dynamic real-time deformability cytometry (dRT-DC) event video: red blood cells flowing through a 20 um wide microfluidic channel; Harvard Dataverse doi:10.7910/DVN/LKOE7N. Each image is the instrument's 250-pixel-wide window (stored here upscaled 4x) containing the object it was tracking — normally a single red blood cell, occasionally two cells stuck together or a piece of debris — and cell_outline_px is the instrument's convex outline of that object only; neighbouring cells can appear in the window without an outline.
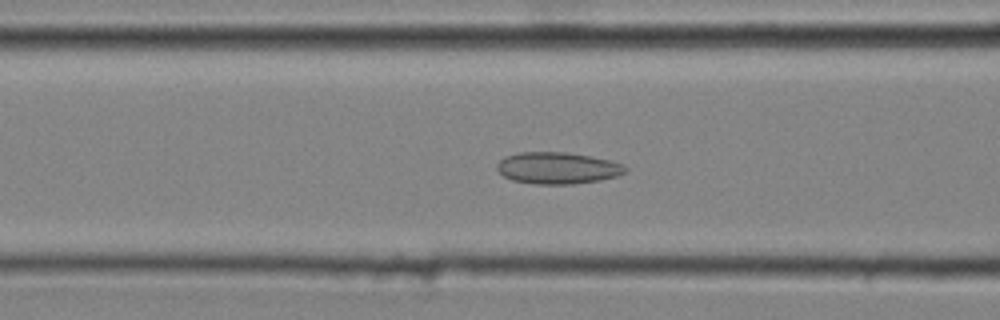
{"species": "common noctule bat (a hibernating species)", "species_latin": "Nyctalus noctula", "temperature_condition": "cold", "stored_images_in_passage": 44, "camera_frame_rate_fps": 3000, "um_per_image_px": 0.085, "animal": {"sex": "male", "body_mass_g": 20.4}, "frame": {"image": 1, "passage_image": 18, "time_ms": 5.667, "image_size_px": [1000, 320], "cell_outline_px": [[628, 168], [624, 172], [616, 176], [600, 180], [572, 184], [536, 184], [512, 180], [504, 176], [496, 168], [496, 164], [504, 156], [520, 152], [564, 152], [588, 156], [608, 160], [624, 164]], "centroid_in_image_um": [47.36, 14.28], "position_along_channel_um": 119.2, "area_um2": 23.58}}
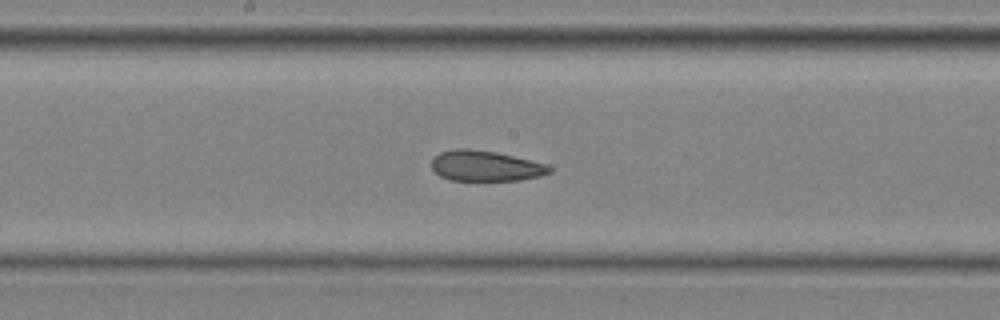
{"frame": {"image": 2, "passage_image": 24, "time_ms": 7.667, "image_size_px": [1000, 320], "cell_outline_px": [[552, 172], [540, 176], [520, 180], [448, 180], [440, 176], [432, 168], [432, 160], [440, 152], [460, 148], [464, 148], [496, 152], [548, 164], [552, 168]], "centroid_in_image_um": [41.3, 14.11], "position_along_channel_um": 206.9, "area_um2": 20.87}}
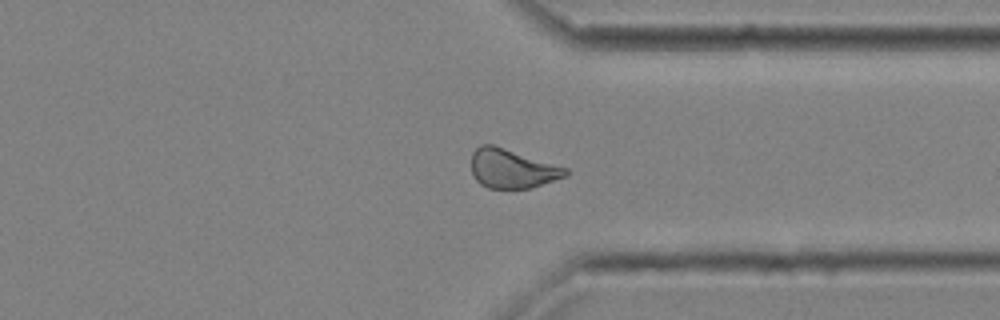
{"frame": {"image": 3, "passage_image": 35, "time_ms": 11.333, "image_size_px": [1000, 320], "cell_outline_px": [[568, 172], [564, 176], [532, 188], [488, 188], [480, 184], [476, 180], [472, 172], [472, 152], [480, 144], [492, 144], [568, 168]], "centroid_in_image_um": [43.5, 14.33], "position_along_channel_um": 367.9, "area_um2": 21.27}}